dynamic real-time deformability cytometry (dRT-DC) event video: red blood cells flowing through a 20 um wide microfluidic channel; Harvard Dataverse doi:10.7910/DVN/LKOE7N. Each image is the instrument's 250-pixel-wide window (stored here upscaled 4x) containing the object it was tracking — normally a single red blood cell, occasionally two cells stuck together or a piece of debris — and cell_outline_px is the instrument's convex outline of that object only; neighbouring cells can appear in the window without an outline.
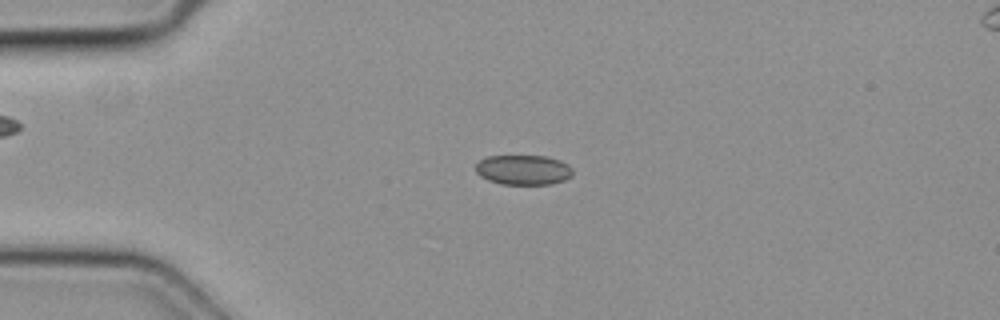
{"species": "common noctule bat (a hibernating species)", "species_latin": "Nyctalus noctula", "temperature_condition": "cold", "stored_images_in_passage": 4, "camera_frame_rate_fps": 3000, "um_per_image_px": 0.085, "animal": {"sex": "female", "body_mass_g": 19.3, "forearm_length_mm": 54.1}, "frame": {"image": 1, "passage_image": 3, "time_ms": 0.667, "image_size_px": [1000, 320], "cell_outline_px": [[572, 176], [564, 180], [552, 184], [500, 184], [488, 180], [480, 176], [476, 172], [476, 164], [480, 160], [488, 156], [548, 156], [560, 160], [568, 164], [572, 168]], "centroid_in_image_um": [44.5, 14.44], "position_along_channel_um": 40.5, "area_um2": 16.99}}